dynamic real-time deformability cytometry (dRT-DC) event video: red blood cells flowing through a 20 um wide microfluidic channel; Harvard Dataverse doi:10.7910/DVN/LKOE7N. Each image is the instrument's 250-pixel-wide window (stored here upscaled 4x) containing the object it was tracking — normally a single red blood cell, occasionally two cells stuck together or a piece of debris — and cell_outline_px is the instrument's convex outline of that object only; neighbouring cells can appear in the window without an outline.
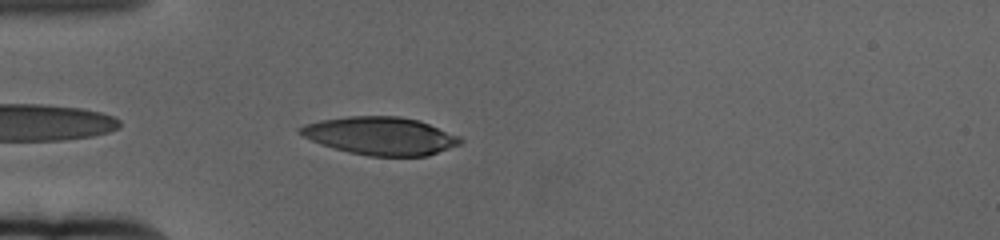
{"species": "human", "species_latin": "Homo sapiens", "temperature_condition": "cold", "stored_images_in_passage": 46, "camera_frame_rate_fps": 3000, "um_per_image_px": 0.085, "donor": {"sex": "female"}, "frame": {"image": 1, "passage_image": 3, "time_ms": 0.667, "image_size_px": [1000, 240], "cell_outline_px": [[464, 140], [460, 144], [428, 156], [368, 156], [348, 152], [332, 148], [320, 144], [304, 136], [300, 132], [300, 128], [304, 124], [320, 120], [348, 116], [400, 116], [420, 120], [460, 136]], "centroid_in_image_um": [32.37, 11.55], "position_along_channel_um": 52.6, "area_um2": 35.49}}
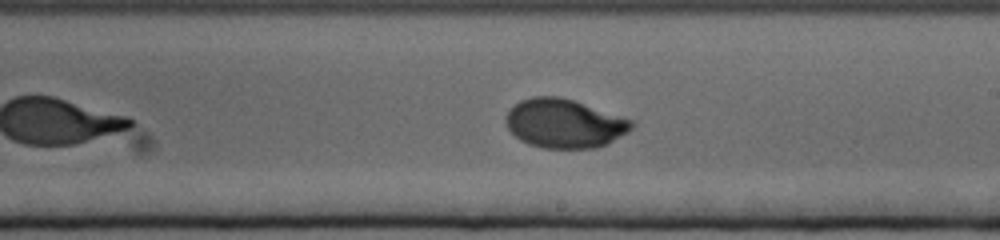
{"frame": {"image": 2, "passage_image": 21, "time_ms": 6.667, "image_size_px": [1000, 240], "cell_outline_px": [[636, 120], [632, 128], [628, 132], [608, 144], [596, 148], [540, 148], [528, 144], [520, 140], [508, 128], [504, 120], [508, 112], [520, 100], [532, 96], [560, 96]], "centroid_in_image_um": [48.0, 10.5], "position_along_channel_um": 241.0, "area_um2": 36.13}}
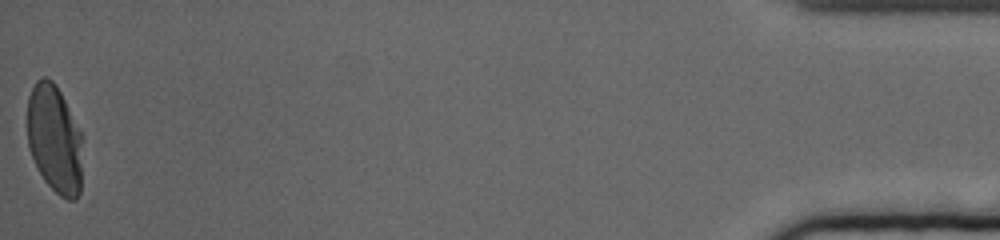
{"frame": {"image": 3, "passage_image": 46, "time_ms": 15.0, "image_size_px": [1000, 240], "cell_outline_px": [[84, 136], [80, 192], [76, 200], [68, 200], [60, 196], [44, 180], [32, 156], [28, 144], [28, 96], [36, 80], [44, 76], [52, 80], [56, 84]], "centroid_in_image_um": [4.68, 11.82], "position_along_channel_um": 430.5, "area_um2": 35.32}, "authors_computed_cell_mechanics": {"area_um2": 35.4314, "velocity_mm_per_s": 3.3434, "shape_relaxation_time_tau1_ms": 4.5742, "shape_relaxation_time_tau2_ms": null, "deformation_change_tau1": 0.228, "deformation_change_tau2": null}}